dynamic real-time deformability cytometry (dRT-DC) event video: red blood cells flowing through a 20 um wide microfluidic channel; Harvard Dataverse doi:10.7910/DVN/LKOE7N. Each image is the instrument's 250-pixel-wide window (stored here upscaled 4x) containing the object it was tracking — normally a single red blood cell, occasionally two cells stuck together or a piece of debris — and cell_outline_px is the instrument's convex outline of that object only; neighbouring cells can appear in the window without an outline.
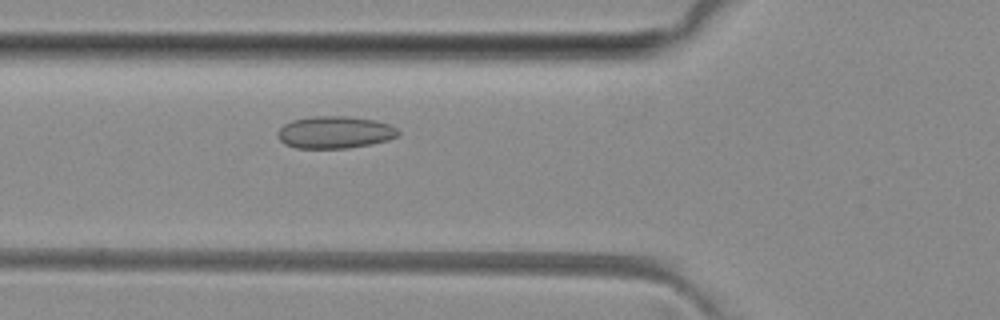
{"species": "common noctule bat (a hibernating species)", "species_latin": "Nyctalus noctula", "temperature_condition": "room temperature", "stored_images_in_passage": 5, "camera_frame_rate_fps": 3000, "um_per_image_px": 0.085, "animal": {"sex": "female", "body_mass_g": 29.2, "forearm_length_mm": 56.3}, "frame": {"image": 1, "passage_image": 5, "time_ms": 4.667, "image_size_px": [1000, 320], "cell_outline_px": [[400, 132], [396, 136], [388, 140], [372, 144], [348, 148], [296, 148], [284, 144], [276, 136], [276, 132], [284, 124], [292, 120], [312, 116], [348, 116], [376, 120], [388, 124], [396, 128]], "centroid_in_image_um": [28.43, 11.24], "position_along_channel_um": 97.4, "area_um2": 22.77}}